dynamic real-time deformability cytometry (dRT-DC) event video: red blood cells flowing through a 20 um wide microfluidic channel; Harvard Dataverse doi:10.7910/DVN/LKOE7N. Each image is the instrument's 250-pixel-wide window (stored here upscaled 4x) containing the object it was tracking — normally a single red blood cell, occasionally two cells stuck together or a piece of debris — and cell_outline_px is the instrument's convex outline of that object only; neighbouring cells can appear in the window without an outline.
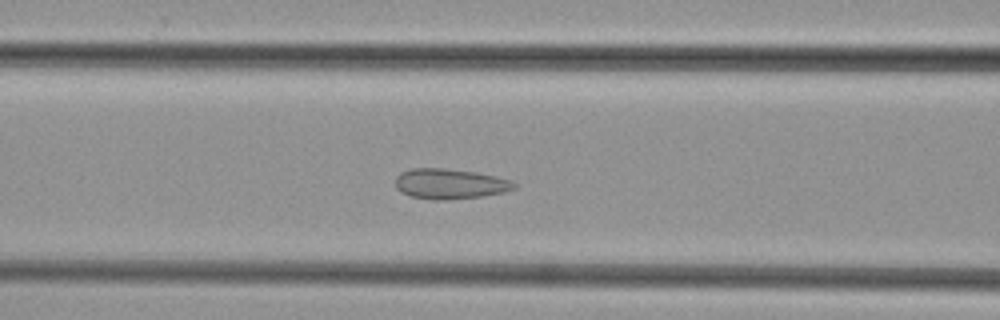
{"species": "common noctule bat (a hibernating species)", "species_latin": "Nyctalus noctula", "temperature_condition": "cold", "stored_images_in_passage": 44, "camera_frame_rate_fps": 3000, "um_per_image_px": 0.085, "animal": {"sex": "female", "body_mass_g": 29.2, "forearm_length_mm": 56.3}, "frame": {"image": 1, "passage_image": 16, "time_ms": 5.0, "image_size_px": [1000, 320], "cell_outline_px": [[516, 188], [504, 192], [480, 196], [444, 200], [432, 200], [412, 196], [400, 192], [396, 188], [396, 176], [400, 172], [412, 168], [444, 168], [476, 172], [496, 176], [508, 180], [516, 184]], "centroid_in_image_um": [38.21, 15.62], "position_along_channel_um": 128.4, "area_um2": 20.87}}
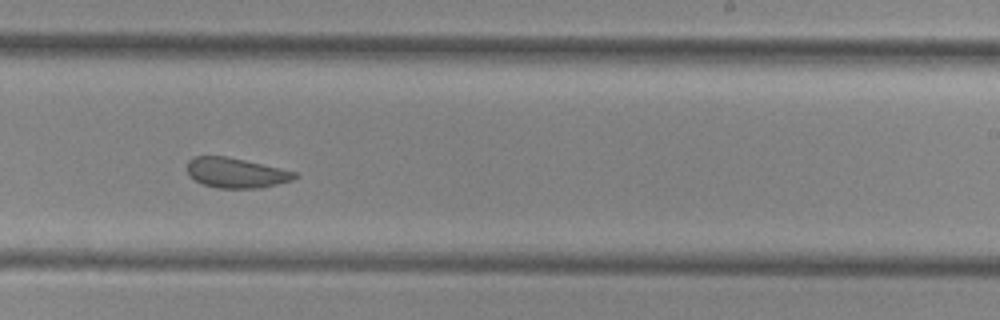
{"frame": {"image": 2, "passage_image": 26, "time_ms": 8.333, "image_size_px": [1000, 320], "cell_outline_px": [[300, 176], [292, 180], [260, 188], [216, 188], [204, 184], [196, 180], [188, 172], [188, 160], [196, 156], [224, 156], [244, 160], [280, 168], [296, 172]], "centroid_in_image_um": [20.09, 14.69], "position_along_channel_um": 268.9, "area_um2": 18.55}}
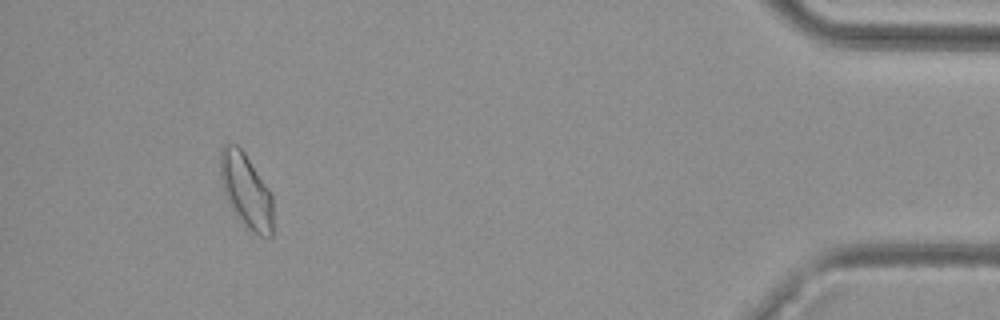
{"frame": {"image": 3, "passage_image": 41, "time_ms": 13.333, "image_size_px": [1000, 320], "cell_outline_px": [[272, 236], [260, 236], [248, 232], [236, 216], [224, 192], [220, 176], [220, 152], [224, 144], [236, 144], [244, 152], [268, 188], [272, 196]], "centroid_in_image_um": [20.91, 16.25], "position_along_channel_um": 414.3, "area_um2": 22.83}}